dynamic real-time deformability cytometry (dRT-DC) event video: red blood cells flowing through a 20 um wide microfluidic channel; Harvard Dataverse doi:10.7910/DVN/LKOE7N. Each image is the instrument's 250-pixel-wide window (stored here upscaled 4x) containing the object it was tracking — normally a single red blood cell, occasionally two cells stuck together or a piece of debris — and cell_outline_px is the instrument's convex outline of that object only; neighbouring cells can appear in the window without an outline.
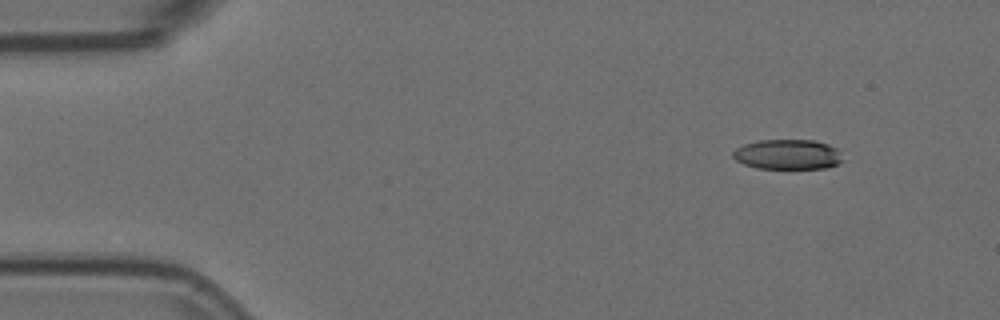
{"species": "Egyptian fruit bat (a non-hibernating species)", "species_latin": "Rousettus aegyptiacus", "temperature_condition": "room temperature", "stored_images_in_passage": 6, "camera_frame_rate_fps": 3000, "um_per_image_px": 0.085, "animal": {"sex": "female"}, "frame": {"image": 1, "passage_image": 2, "time_ms": 0.333, "image_size_px": [1000, 320], "cell_outline_px": [[844, 160], [840, 164], [824, 168], [756, 168], [744, 164], [736, 160], [732, 156], [732, 152], [736, 148], [744, 144], [756, 140], [812, 140], [828, 144], [836, 148], [840, 152]], "centroid_in_image_um": [66.96, 13.12], "position_along_channel_um": 18.0, "area_um2": 19.31}}
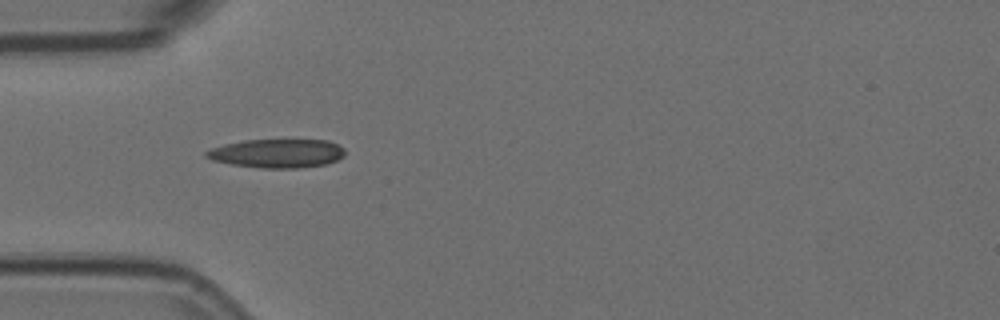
{"frame": {"image": 2, "passage_image": 5, "time_ms": 1.333, "image_size_px": [1000, 320], "cell_outline_px": [[344, 156], [328, 164], [296, 168], [260, 168], [232, 164], [212, 160], [204, 156], [204, 152], [212, 148], [224, 144], [244, 140], [328, 140], [344, 148]], "centroid_in_image_um": [23.54, 13.04], "position_along_channel_um": 61.5, "area_um2": 23.24}}
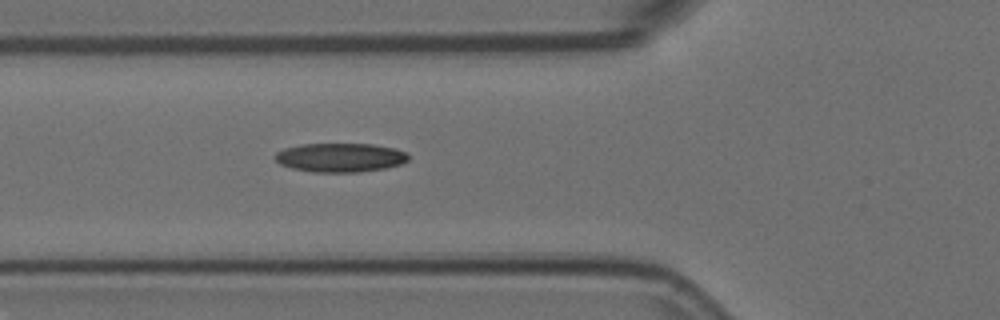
{"frame": {"image": 3, "passage_image": 6, "time_ms": 1.667, "image_size_px": [1000, 320], "cell_outline_px": [[408, 160], [400, 164], [384, 168], [360, 172], [312, 172], [292, 168], [280, 164], [276, 160], [276, 152], [284, 148], [300, 144], [372, 144], [396, 148], [408, 152]], "centroid_in_image_um": [28.93, 13.38], "position_along_channel_um": 96.9, "area_um2": 22.54}}